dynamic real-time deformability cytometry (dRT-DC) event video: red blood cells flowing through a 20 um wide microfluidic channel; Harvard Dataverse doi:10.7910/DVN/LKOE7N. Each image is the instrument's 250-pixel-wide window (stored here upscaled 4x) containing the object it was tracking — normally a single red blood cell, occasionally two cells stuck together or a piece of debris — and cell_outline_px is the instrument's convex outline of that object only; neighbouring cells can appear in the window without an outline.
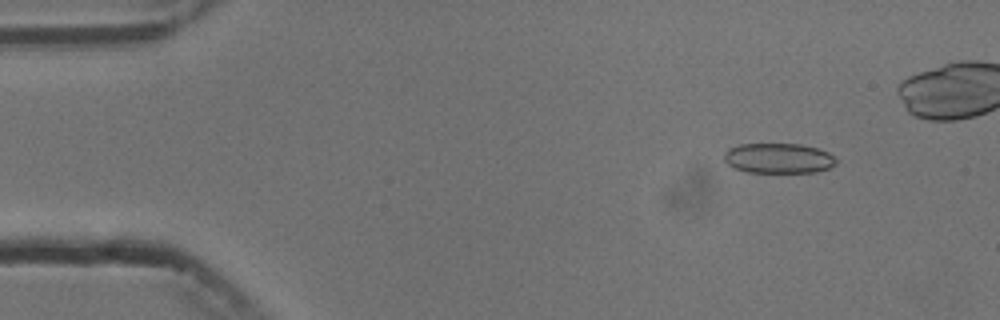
{"species": "common noctule bat (a hibernating species)", "species_latin": "Nyctalus noctula", "temperature_condition": "cold", "stored_images_in_passage": 4, "camera_frame_rate_fps": 3000, "um_per_image_px": 0.085, "animal": {"sex": "male", "body_mass_g": 13.3}, "frame": {"image": 1, "passage_image": 2, "time_ms": 1.333, "image_size_px": [1000, 320], "cell_outline_px": [[836, 164], [828, 168], [816, 172], [748, 172], [736, 168], [728, 164], [724, 160], [724, 152], [728, 148], [740, 144], [800, 144], [816, 148], [828, 152], [836, 160]], "centroid_in_image_um": [66.15, 13.45], "position_along_channel_um": 18.8, "area_um2": 19.54}}